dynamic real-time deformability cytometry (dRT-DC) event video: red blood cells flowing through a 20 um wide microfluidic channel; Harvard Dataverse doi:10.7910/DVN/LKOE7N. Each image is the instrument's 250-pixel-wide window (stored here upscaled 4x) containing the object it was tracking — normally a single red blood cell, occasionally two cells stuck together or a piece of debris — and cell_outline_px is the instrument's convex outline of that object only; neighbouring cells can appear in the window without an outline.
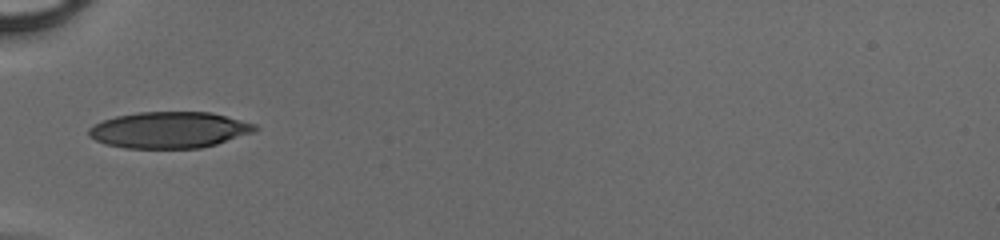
{"species": "human", "species_latin": "Homo sapiens", "temperature_condition": "cold", "stored_images_in_passage": 31, "camera_frame_rate_fps": 3000, "um_per_image_px": 0.085, "donor": {"sex": "male"}, "frame": {"image": 1, "passage_image": 1, "time_ms": 0.0, "image_size_px": [1000, 240], "cell_outline_px": [[260, 128], [256, 132], [216, 144], [200, 148], [124, 148], [104, 144], [88, 136], [88, 128], [92, 124], [116, 116], [136, 112], [212, 112], [256, 124]], "centroid_in_image_um": [14.39, 11.04], "position_along_channel_um": 70.6, "area_um2": 35.49}}
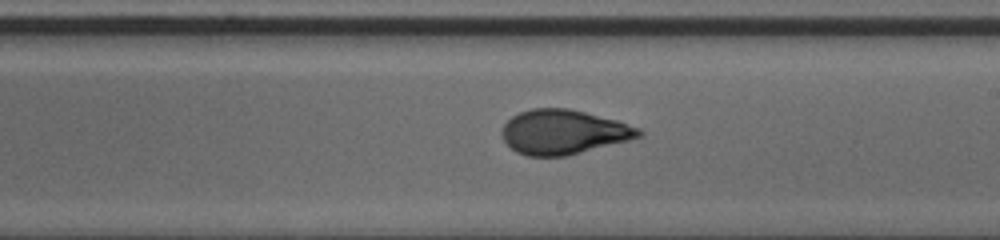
{"frame": {"image": 2, "passage_image": 13, "time_ms": 4.0, "image_size_px": [1000, 240], "cell_outline_px": [[644, 132], [640, 136], [628, 140], [564, 156], [528, 156], [516, 152], [504, 140], [500, 132], [504, 124], [512, 116], [520, 112], [532, 108], [568, 108], [616, 120], [640, 128]], "centroid_in_image_um": [47.86, 11.21], "position_along_channel_um": 241.1, "area_um2": 35.14}}
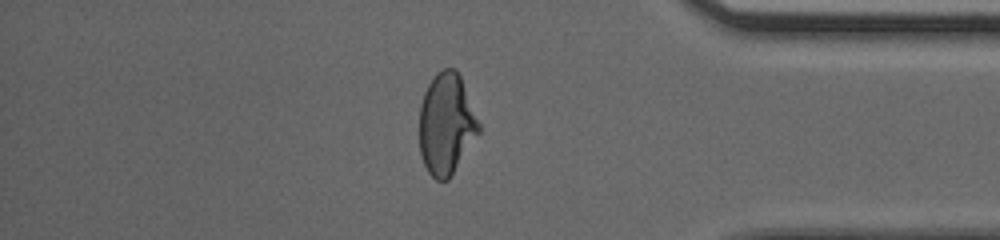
{"frame": {"image": 3, "passage_image": 25, "time_ms": 8.0, "image_size_px": [1000, 240], "cell_outline_px": [[480, 132], [448, 180], [436, 180], [428, 172], [424, 164], [420, 152], [420, 104], [424, 92], [428, 84], [436, 72], [444, 68], [456, 68], [460, 76], [480, 124]], "centroid_in_image_um": [37.93, 10.53], "position_along_channel_um": 397.3, "area_um2": 34.91}}